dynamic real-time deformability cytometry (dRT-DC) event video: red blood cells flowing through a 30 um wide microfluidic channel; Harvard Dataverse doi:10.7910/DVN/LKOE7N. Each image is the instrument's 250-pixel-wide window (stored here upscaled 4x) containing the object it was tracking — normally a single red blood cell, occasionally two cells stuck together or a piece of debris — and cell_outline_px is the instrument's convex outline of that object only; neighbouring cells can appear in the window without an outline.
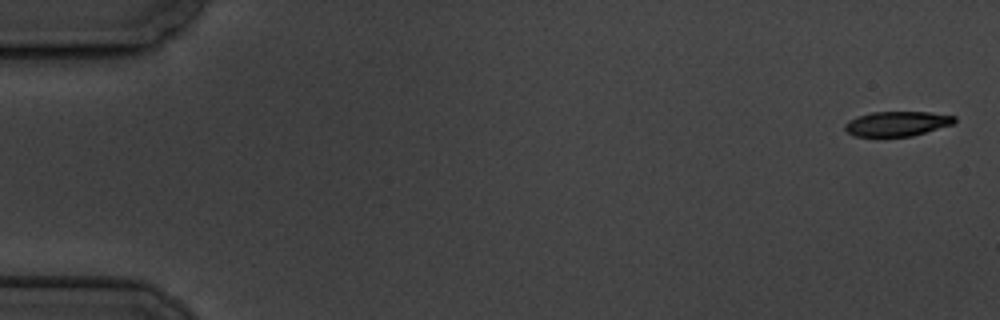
{"species": "common noctule bat (a hibernating species)", "species_latin": "Nyctalus noctula", "temperature_condition": "cold", "stored_images_in_passage": 10, "camera_frame_rate_fps": 3000, "um_per_image_px": 0.085, "animal": {"sex": "male", "body_mass_g": 19.5, "forearm_length_mm": 54.6}, "frame": {"image": 1, "passage_image": 1, "time_ms": 0.0, "image_size_px": [1000, 320], "cell_outline_px": [[956, 120], [952, 124], [912, 136], [852, 136], [844, 128], [844, 124], [848, 120], [856, 116], [872, 112], [932, 112], [956, 116]], "centroid_in_image_um": [76.22, 10.5], "position_along_channel_um": 8.8, "area_um2": 15.84}}
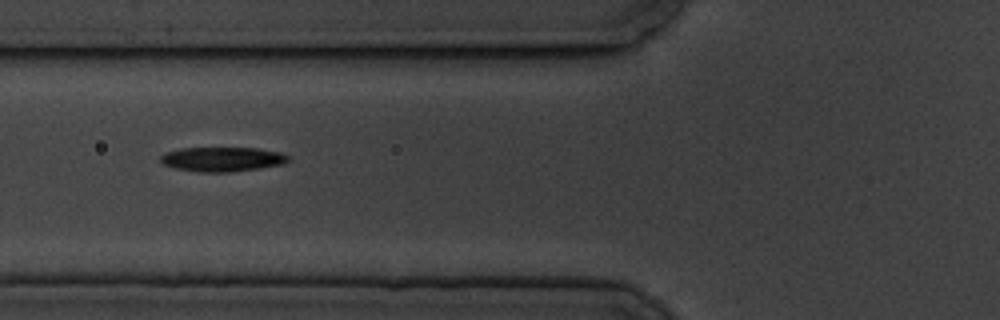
{"frame": {"image": 2, "passage_image": 7, "time_ms": 7.0, "image_size_px": [1000, 320], "cell_outline_px": [[292, 160], [284, 164], [260, 168], [228, 172], [196, 172], [176, 168], [164, 164], [160, 160], [160, 156], [168, 152], [180, 148], [256, 148], [280, 152], [288, 156]], "centroid_in_image_um": [18.93, 13.53], "position_along_channel_um": 106.9, "area_um2": 18.21}}
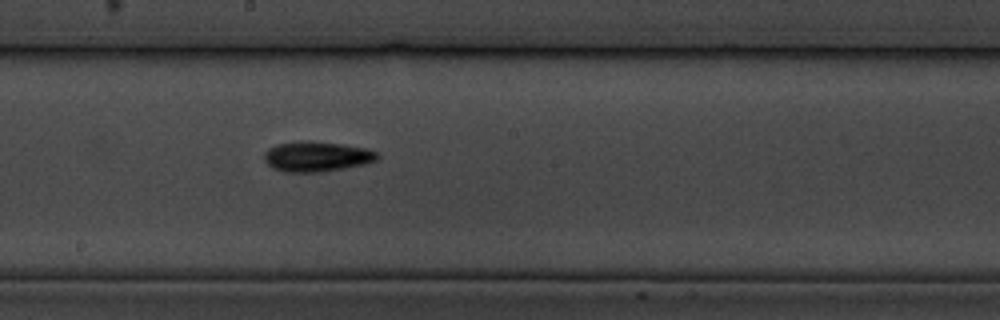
{"frame": {"image": 3, "passage_image": 10, "time_ms": 10.333, "image_size_px": [1000, 320], "cell_outline_px": [[380, 156], [376, 160], [364, 164], [344, 168], [320, 172], [284, 172], [272, 168], [264, 160], [264, 152], [268, 148], [276, 144], [340, 144], [368, 148], [376, 152]], "centroid_in_image_um": [26.93, 13.36], "position_along_channel_um": 221.3, "area_um2": 19.02}}